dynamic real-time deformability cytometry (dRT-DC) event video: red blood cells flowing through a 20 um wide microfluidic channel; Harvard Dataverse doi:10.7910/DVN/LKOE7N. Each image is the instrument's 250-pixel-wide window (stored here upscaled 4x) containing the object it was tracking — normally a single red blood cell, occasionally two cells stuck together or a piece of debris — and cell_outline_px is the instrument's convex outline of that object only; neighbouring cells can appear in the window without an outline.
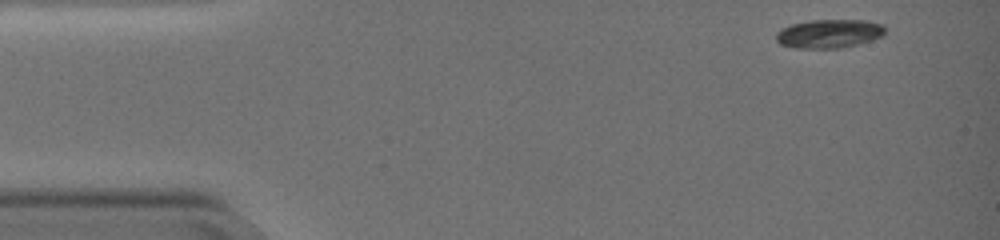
{"species": "common noctule bat (a hibernating species)", "species_latin": "Nyctalus noctula", "temperature_condition": "warm", "stored_images_in_passage": 55, "camera_frame_rate_fps": 3000, "um_per_image_px": 0.085, "animal": {"sex": "female", "body_mass_g": 19.0, "forearm_length_mm": 51.5}, "frame": {"image": 1, "passage_image": 1, "time_ms": 0.0, "image_size_px": [1000, 240], "cell_outline_px": [[884, 36], [872, 40], [840, 48], [796, 48], [780, 44], [776, 40], [776, 32], [792, 24], [812, 20], [864, 20], [880, 24], [884, 28]], "centroid_in_image_um": [70.46, 2.86], "position_along_channel_um": 14.5, "area_um2": 18.03}}
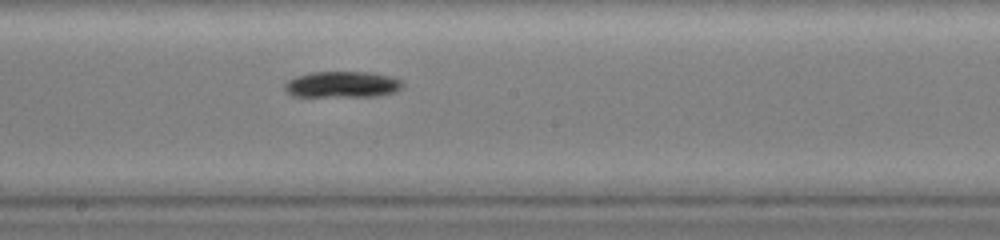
{"frame": {"image": 2, "passage_image": 29, "time_ms": 9.333, "image_size_px": [1000, 240], "cell_outline_px": [[404, 84], [396, 92], [376, 96], [292, 96], [284, 88], [284, 84], [288, 80], [296, 76], [312, 72], [372, 72], [392, 76], [400, 80]], "centroid_in_image_um": [29.11, 7.17], "position_along_channel_um": 219.1, "area_um2": 18.03}}
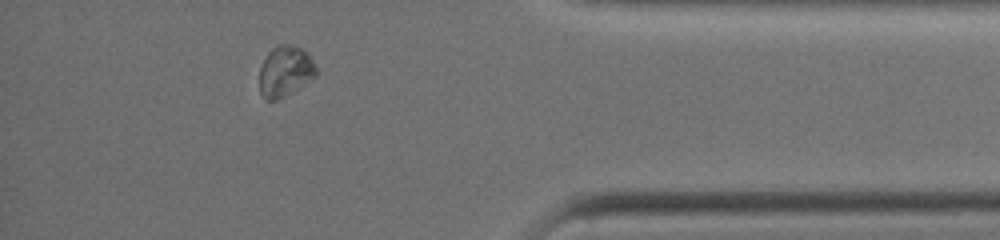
{"frame": {"image": 3, "passage_image": 48, "time_ms": 15.667, "image_size_px": [1000, 240], "cell_outline_px": [[316, 76], [300, 88], [276, 100], [264, 100], [260, 92], [260, 68], [268, 52], [272, 48], [280, 44], [292, 44], [300, 48], [312, 60], [316, 68]], "centroid_in_image_um": [24.23, 6.08], "position_along_channel_um": 411.0, "area_um2": 16.65}, "authors_computed_cell_mechanics": {"area_um2": 17.5712, "velocity_mm_per_s": 3.3187, "shape_relaxation_time_tau1_ms": 2.3311, "shape_relaxation_time_tau2_ms": null, "deformation_change_tau1": 0.1263, "deformation_change_tau2": null}}